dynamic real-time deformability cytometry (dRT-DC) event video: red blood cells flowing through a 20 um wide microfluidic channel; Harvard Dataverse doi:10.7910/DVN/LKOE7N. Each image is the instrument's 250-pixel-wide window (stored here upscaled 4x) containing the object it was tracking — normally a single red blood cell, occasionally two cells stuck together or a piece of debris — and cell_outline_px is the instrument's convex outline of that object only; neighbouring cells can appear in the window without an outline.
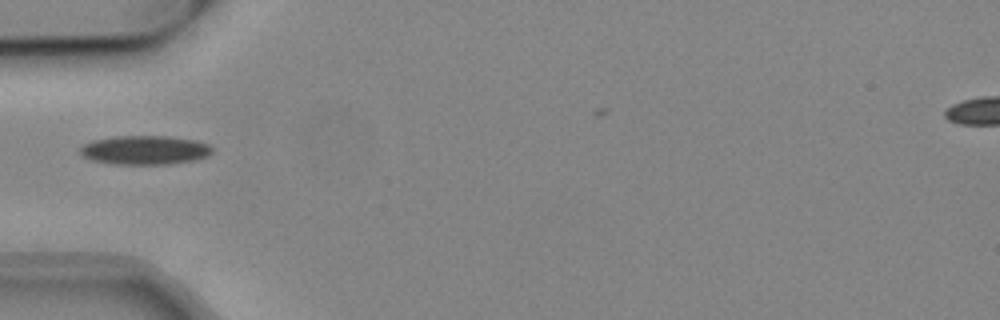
{"species": "common noctule bat (a hibernating species)", "species_latin": "Nyctalus noctula", "temperature_condition": "cold", "stored_images_in_passage": 19, "camera_frame_rate_fps": 3000, "um_per_image_px": 0.085, "animal": {"sex": "male", "body_mass_g": 19.2, "forearm_length_mm": 51.8}, "frame": {"image": 1, "passage_image": 1, "time_ms": 0.0, "image_size_px": [1000, 320], "cell_outline_px": [[212, 152], [208, 156], [196, 160], [168, 164], [112, 164], [92, 160], [80, 156], [80, 148], [84, 144], [92, 140], [116, 136], [168, 136], [196, 140], [208, 144], [212, 148]], "centroid_in_image_um": [12.3, 12.76], "position_along_channel_um": 72.7, "area_um2": 22.48}}
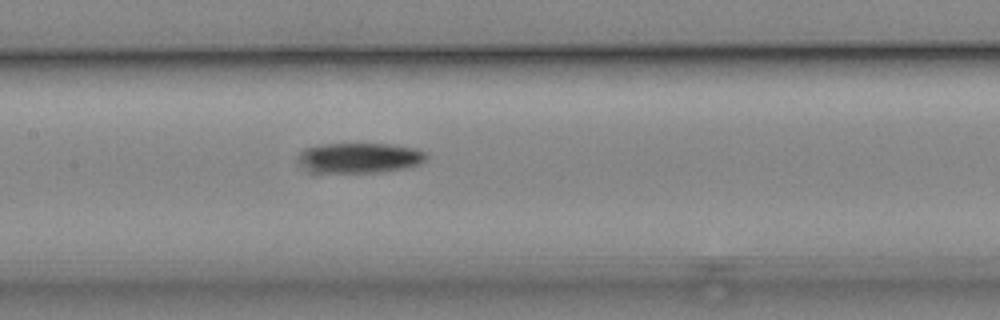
{"frame": {"image": 2, "passage_image": 9, "time_ms": 2.667, "image_size_px": [1000, 320], "cell_outline_px": [[428, 156], [420, 164], [404, 168], [380, 172], [312, 172], [304, 168], [300, 164], [300, 156], [308, 148], [320, 144], [388, 144], [416, 148], [424, 152]], "centroid_in_image_um": [30.61, 13.42], "position_along_channel_um": 176.8, "area_um2": 22.2}}
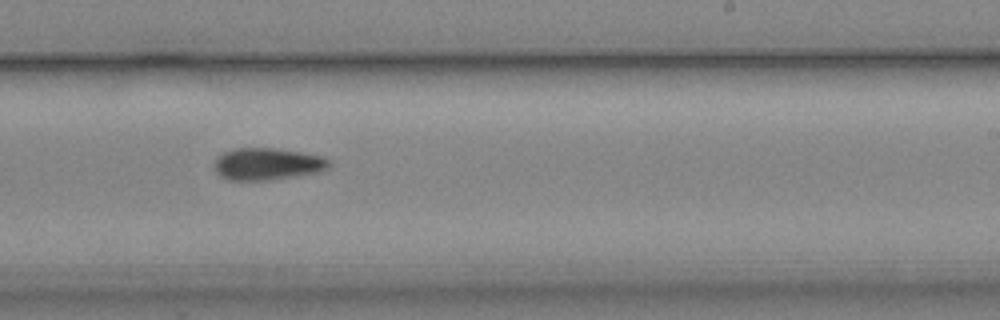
{"frame": {"image": 3, "passage_image": 16, "time_ms": 5.0, "image_size_px": [1000, 320], "cell_outline_px": [[332, 160], [328, 168], [320, 172], [296, 176], [268, 180], [228, 180], [220, 176], [216, 172], [216, 156], [224, 152], [236, 148], [276, 148], [324, 156]], "centroid_in_image_um": [22.77, 13.93], "position_along_channel_um": 266.2, "area_um2": 21.56}}